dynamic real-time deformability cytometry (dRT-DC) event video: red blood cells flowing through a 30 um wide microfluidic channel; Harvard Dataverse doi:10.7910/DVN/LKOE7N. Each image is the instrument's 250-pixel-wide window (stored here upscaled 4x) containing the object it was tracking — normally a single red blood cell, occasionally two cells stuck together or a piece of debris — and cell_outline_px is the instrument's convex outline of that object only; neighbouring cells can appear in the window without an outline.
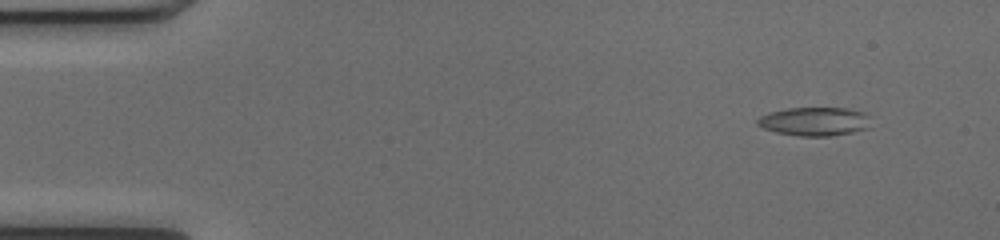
{"species": "common noctule bat (a hibernating species)", "species_latin": "Nyctalus noctula", "temperature_condition": "cold", "stored_images_in_passage": 52, "segment_of_instrument_passage": [1, 2], "camera_frame_rate_fps": 3000, "um_per_image_px": 0.085, "animal": {"sex": "female", "body_mass_g": 17.0, "forearm_length_mm": 48.0}, "frame": {"image": 1, "passage_image": 5, "time_ms": 1.333, "image_size_px": [1000, 240], "cell_outline_px": [[872, 128], [832, 136], [800, 136], [776, 132], [764, 128], [756, 124], [756, 120], [760, 116], [768, 112], [788, 108], [848, 108], [864, 112], [868, 116]], "centroid_in_image_um": [69.26, 10.32], "position_along_channel_um": 15.7, "area_um2": 19.13}}
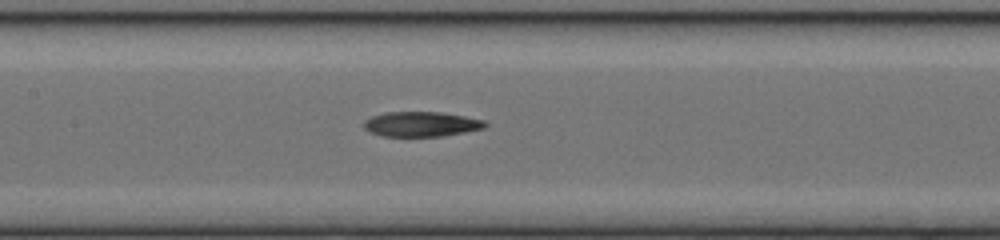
{"frame": {"image": 2, "passage_image": 25, "time_ms": 8.0, "image_size_px": [1000, 240], "cell_outline_px": [[488, 124], [484, 128], [464, 132], [440, 136], [384, 136], [372, 132], [364, 128], [364, 120], [372, 116], [388, 112], [440, 112], [464, 116], [484, 120]], "centroid_in_image_um": [35.82, 10.54], "position_along_channel_um": 171.6, "area_um2": 17.4}}
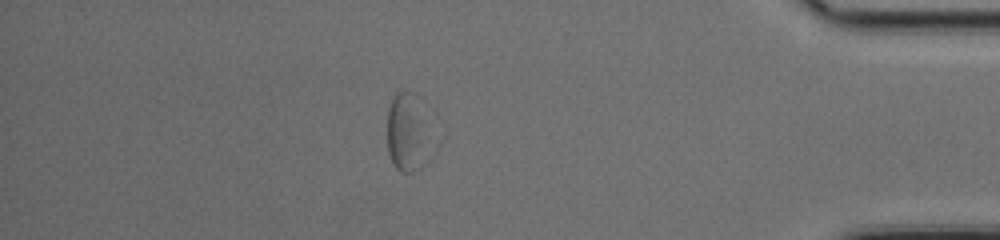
{"frame": {"image": 3, "passage_image": 45, "time_ms": 14.667, "image_size_px": [1000, 240], "cell_outline_px": [[420, 140], [416, 168], [412, 172], [400, 172], [396, 168], [388, 152], [388, 108], [396, 92], [412, 92], [416, 96], [420, 120]], "centroid_in_image_um": [34.34, 11.17], "position_along_channel_um": 400.9, "area_um2": 16.18}}